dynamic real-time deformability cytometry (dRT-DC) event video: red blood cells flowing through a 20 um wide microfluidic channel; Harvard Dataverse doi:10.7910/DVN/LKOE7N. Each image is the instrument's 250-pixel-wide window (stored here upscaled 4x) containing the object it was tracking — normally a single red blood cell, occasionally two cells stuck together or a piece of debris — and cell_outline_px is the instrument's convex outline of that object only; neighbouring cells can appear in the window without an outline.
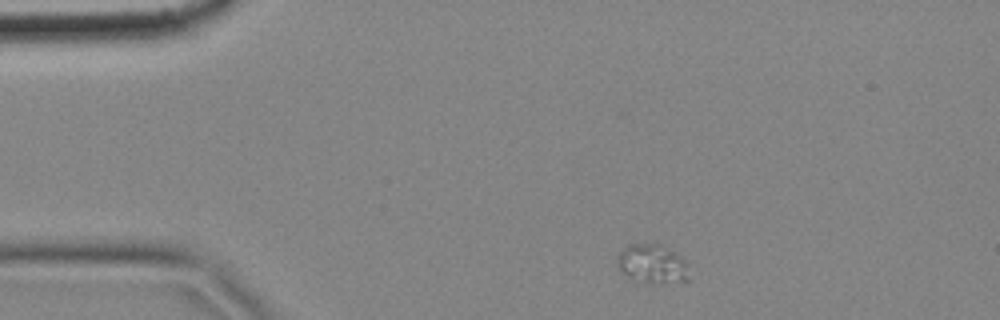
{"species": "common noctule bat (a hibernating species)", "species_latin": "Nyctalus noctula", "temperature_condition": "cold", "stored_images_in_passage": 3, "camera_frame_rate_fps": 3000, "um_per_image_px": 0.085, "animal": {"sex": "female", "body_mass_g": 18.4}, "frame": {"image": 1, "passage_image": 1, "time_ms": 0.0, "image_size_px": [1000, 320], "cell_outline_px": [[688, 280], [660, 284], [628, 276], [616, 264], [616, 256], [628, 244], [660, 244], [688, 260]], "centroid_in_image_um": [55.49, 22.4], "position_along_channel_um": 29.5, "area_um2": 16.13}}